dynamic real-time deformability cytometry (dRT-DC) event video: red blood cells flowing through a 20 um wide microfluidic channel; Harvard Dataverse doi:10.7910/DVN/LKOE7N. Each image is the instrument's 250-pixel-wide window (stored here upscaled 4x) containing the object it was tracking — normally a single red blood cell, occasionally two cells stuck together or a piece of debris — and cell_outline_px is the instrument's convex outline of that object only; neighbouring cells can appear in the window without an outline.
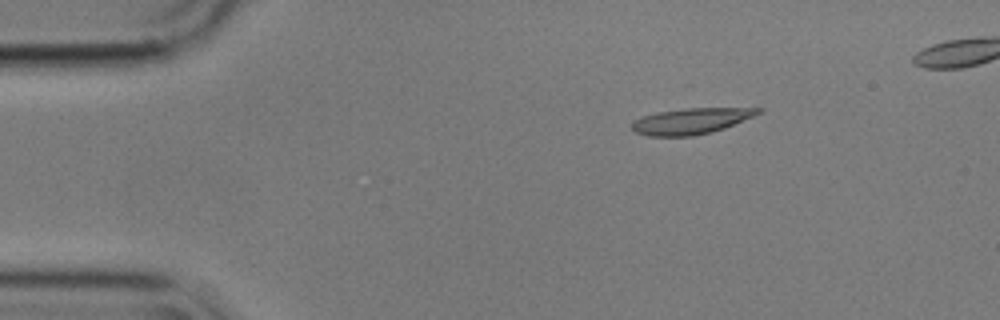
{"species": "common noctule bat (a hibernating species)", "species_latin": "Nyctalus noctula", "temperature_condition": "cold", "stored_images_in_passage": 24, "camera_frame_rate_fps": 3000, "um_per_image_px": 0.085, "animal": {"sex": "male", "body_mass_g": 17.9}, "frame": {"image": 1, "passage_image": 1, "time_ms": 0.0, "image_size_px": [1000, 320], "cell_outline_px": [[764, 112], [724, 128], [712, 132], [692, 136], [648, 136], [636, 132], [632, 128], [632, 124], [636, 120], [644, 116], [660, 112], [688, 108], [764, 108]], "centroid_in_image_um": [58.81, 10.29], "position_along_channel_um": 26.2, "area_um2": 18.84}}
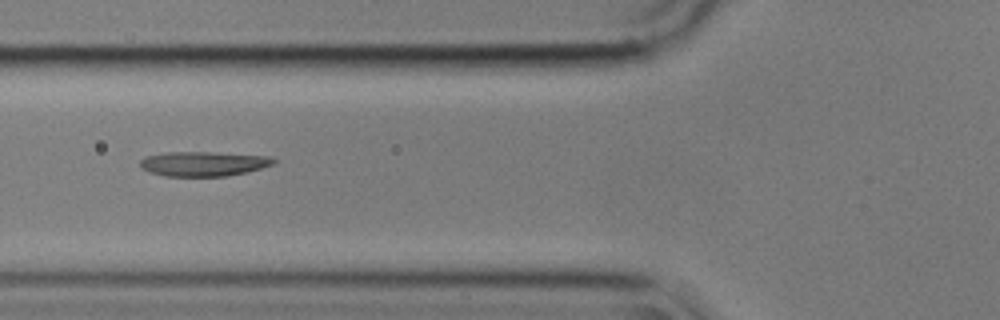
{"frame": {"image": 2, "passage_image": 13, "time_ms": 4.0, "image_size_px": [1000, 320], "cell_outline_px": [[276, 164], [248, 172], [228, 176], [164, 176], [148, 172], [140, 168], [140, 160], [144, 156], [168, 152], [212, 152], [272, 156], [276, 160]], "centroid_in_image_um": [17.31, 13.92], "position_along_channel_um": 108.5, "area_um2": 19.54}}
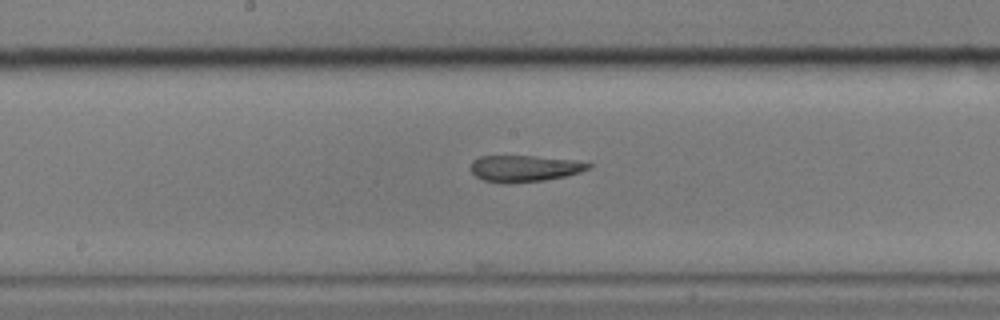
{"frame": {"image": 3, "passage_image": 21, "time_ms": 6.667, "image_size_px": [1000, 320], "cell_outline_px": [[592, 164], [588, 168], [580, 172], [564, 176], [544, 180], [508, 184], [504, 184], [484, 180], [476, 176], [468, 168], [472, 160], [480, 156], [532, 156], [576, 160]], "centroid_in_image_um": [44.51, 14.32], "position_along_channel_um": 203.7, "area_um2": 18.21}}